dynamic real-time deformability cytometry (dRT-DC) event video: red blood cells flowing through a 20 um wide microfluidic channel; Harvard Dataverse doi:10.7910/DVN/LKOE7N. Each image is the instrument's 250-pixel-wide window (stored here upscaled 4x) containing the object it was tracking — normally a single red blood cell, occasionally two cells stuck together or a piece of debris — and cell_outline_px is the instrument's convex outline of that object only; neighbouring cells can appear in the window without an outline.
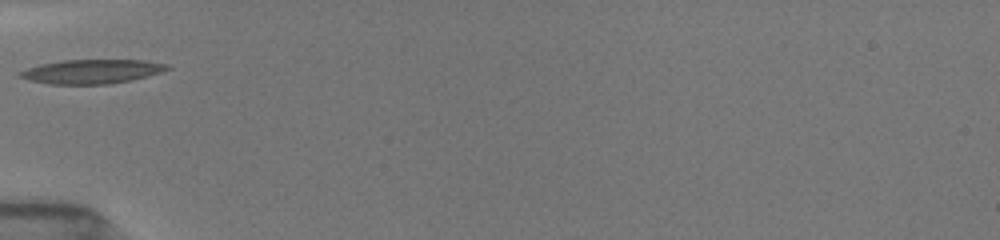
{"species": "common noctule bat (a hibernating species)", "species_latin": "Nyctalus noctula", "temperature_condition": "room temperature", "stored_images_in_passage": 4, "camera_frame_rate_fps": 3000, "um_per_image_px": 0.085, "animal": {"sex": "female", "body_mass_g": 19.5, "forearm_length_mm": 54.1}, "frame": {"image": 1, "passage_image": 1, "time_ms": 0.0, "image_size_px": [1000, 240], "cell_outline_px": [[172, 68], [148, 76], [132, 80], [108, 84], [48, 84], [28, 80], [16, 76], [16, 72], [40, 64], [64, 60], [144, 60], [168, 64]], "centroid_in_image_um": [7.77, 6.08], "position_along_channel_um": 77.2, "area_um2": 20.87}}
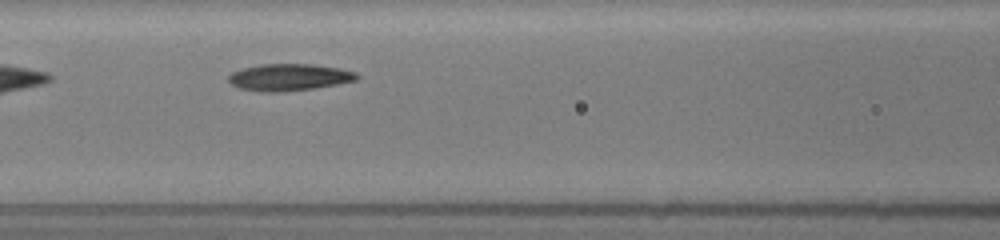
{"frame": {"image": 2, "passage_image": 3, "time_ms": 0.667, "image_size_px": [1000, 240], "cell_outline_px": [[360, 76], [356, 80], [316, 88], [276, 92], [260, 92], [240, 88], [232, 84], [228, 80], [228, 76], [232, 72], [244, 68], [260, 64], [312, 64], [340, 68], [356, 72]], "centroid_in_image_um": [24.58, 6.56], "position_along_channel_um": 142.0, "area_um2": 20.06}}
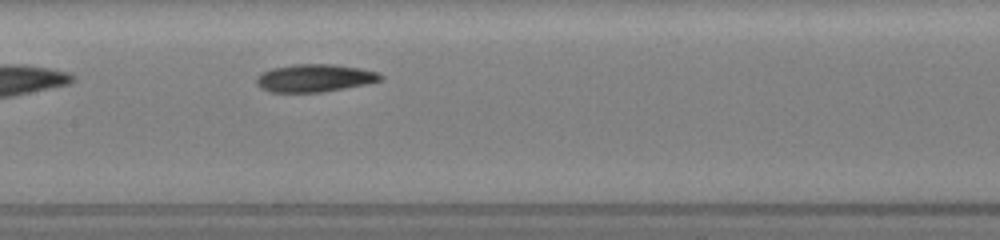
{"frame": {"image": 3, "passage_image": 4, "time_ms": 1.0, "image_size_px": [1000, 240], "cell_outline_px": [[384, 76], [380, 80], [368, 84], [320, 92], [268, 92], [260, 88], [256, 84], [256, 76], [260, 72], [272, 68], [292, 64], [332, 64], [360, 68], [380, 72]], "centroid_in_image_um": [26.72, 6.63], "position_along_channel_um": 180.7, "area_um2": 20.29}}